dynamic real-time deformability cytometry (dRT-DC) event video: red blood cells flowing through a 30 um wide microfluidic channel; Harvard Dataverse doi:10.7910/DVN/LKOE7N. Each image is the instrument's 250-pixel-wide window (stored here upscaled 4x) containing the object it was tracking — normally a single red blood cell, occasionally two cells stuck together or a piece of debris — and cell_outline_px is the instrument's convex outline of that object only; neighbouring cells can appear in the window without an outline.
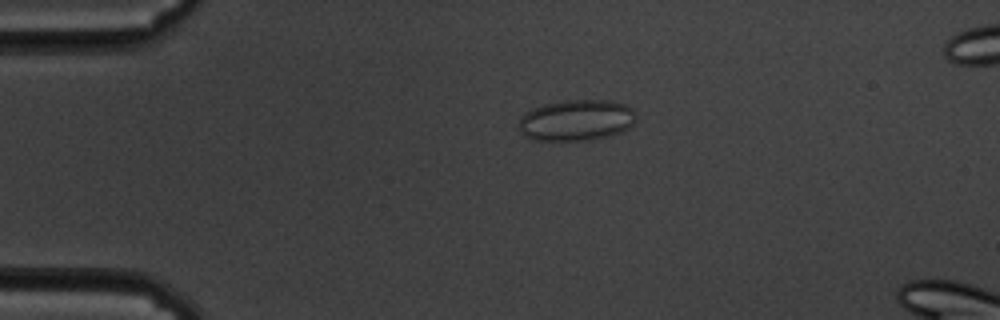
{"species": "common noctule bat (a hibernating species)", "species_latin": "Nyctalus noctula", "temperature_condition": "cold", "stored_images_in_passage": 50, "segment_of_instrument_passage": [1, 2], "camera_frame_rate_fps": 3000, "um_per_image_px": 0.085, "animal": {"sex": "male", "body_mass_g": 19.5, "forearm_length_mm": 54.6}, "frame": {"image": 1, "passage_image": 4, "time_ms": 1.0, "image_size_px": [1000, 320], "cell_outline_px": [[636, 120], [628, 128], [620, 132], [608, 136], [592, 140], [532, 140], [524, 136], [516, 128], [520, 116], [524, 112], [532, 108], [544, 104], [564, 100], [612, 100], [624, 104], [632, 108], [636, 112]], "centroid_in_image_um": [48.95, 10.21], "position_along_channel_um": 36.0, "area_um2": 28.61}}
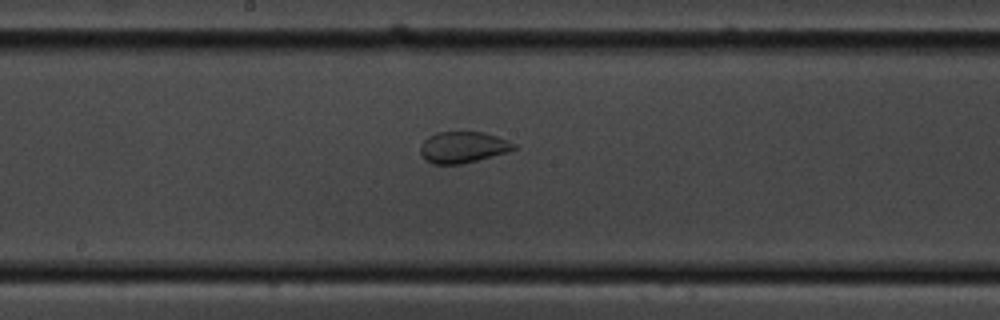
{"frame": {"image": 2, "passage_image": 22, "time_ms": 7.0, "image_size_px": [1000, 320], "cell_outline_px": [[516, 148], [508, 152], [464, 164], [432, 164], [424, 160], [420, 152], [420, 144], [428, 136], [436, 132], [484, 132], [496, 136], [516, 144]], "centroid_in_image_um": [39.32, 12.52], "position_along_channel_um": 208.9, "area_um2": 17.22}}
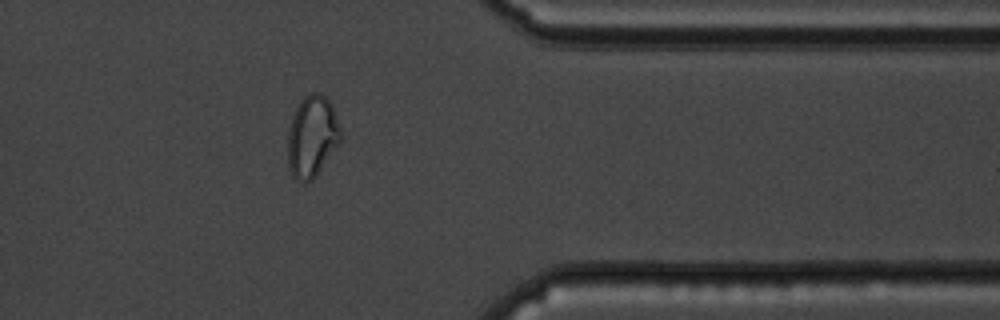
{"frame": {"image": 3, "passage_image": 38, "time_ms": 12.333, "image_size_px": [1000, 320], "cell_outline_px": [[344, 136], [316, 176], [312, 180], [304, 184], [300, 184], [292, 176], [288, 168], [288, 128], [292, 116], [300, 100], [304, 96], [312, 92], [320, 92], [332, 104]], "centroid_in_image_um": [26.53, 11.62], "position_along_channel_um": 384.9, "area_um2": 25.66}}